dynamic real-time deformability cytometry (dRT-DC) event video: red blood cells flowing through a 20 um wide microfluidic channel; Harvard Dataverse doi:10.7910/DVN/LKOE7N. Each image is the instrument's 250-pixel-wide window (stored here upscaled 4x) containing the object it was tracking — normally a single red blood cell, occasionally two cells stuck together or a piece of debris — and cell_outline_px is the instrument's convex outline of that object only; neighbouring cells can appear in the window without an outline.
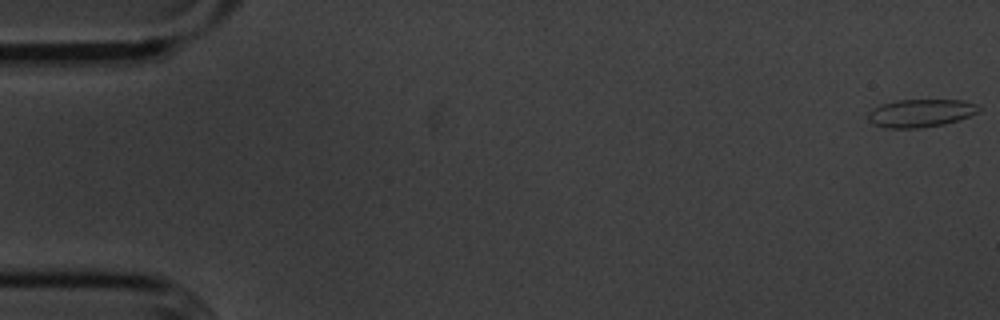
{"species": "common noctule bat (a hibernating species)", "species_latin": "Nyctalus noctula", "temperature_condition": "cold", "stored_images_in_passage": 10, "camera_frame_rate_fps": 3000, "um_per_image_px": 0.085, "animal": {"sex": "male", "body_mass_g": 20.1, "forearm_length_mm": 53.5}, "frame": {"image": 1, "passage_image": 1, "time_ms": 0.0, "image_size_px": [1000, 320], "cell_outline_px": [[980, 112], [944, 124], [920, 128], [884, 128], [872, 124], [868, 120], [868, 116], [880, 104], [896, 100], [960, 100], [976, 104], [980, 108]], "centroid_in_image_um": [78.25, 9.62], "position_along_channel_um": 6.8, "area_um2": 17.86}}